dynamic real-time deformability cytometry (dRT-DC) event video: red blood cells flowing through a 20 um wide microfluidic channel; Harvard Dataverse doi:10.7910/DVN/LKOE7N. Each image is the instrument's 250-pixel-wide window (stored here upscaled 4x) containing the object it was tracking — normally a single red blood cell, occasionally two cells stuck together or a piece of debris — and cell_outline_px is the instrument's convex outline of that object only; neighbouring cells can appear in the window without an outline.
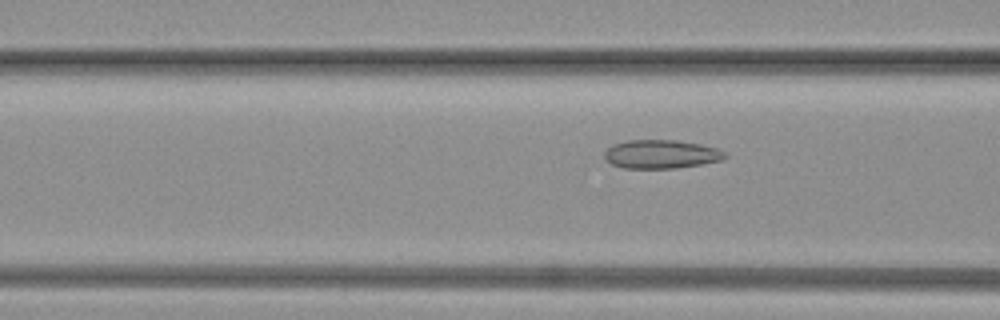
{"species": "common noctule bat (a hibernating species)", "species_latin": "Nyctalus noctula", "temperature_condition": "warm", "stored_images_in_passage": 47, "camera_frame_rate_fps": 3000, "um_per_image_px": 0.085, "animal": {"sex": "female", "body_mass_g": 19.3, "forearm_length_mm": 54.1}, "frame": {"image": 1, "passage_image": 8, "time_ms": 2.333, "image_size_px": [1000, 320], "cell_outline_px": [[728, 156], [724, 160], [676, 168], [624, 168], [612, 164], [604, 160], [604, 152], [612, 144], [628, 140], [676, 140], [700, 144], [716, 148], [724, 152]], "centroid_in_image_um": [56.18, 13.1], "position_along_channel_um": 110.4, "area_um2": 20.17}}
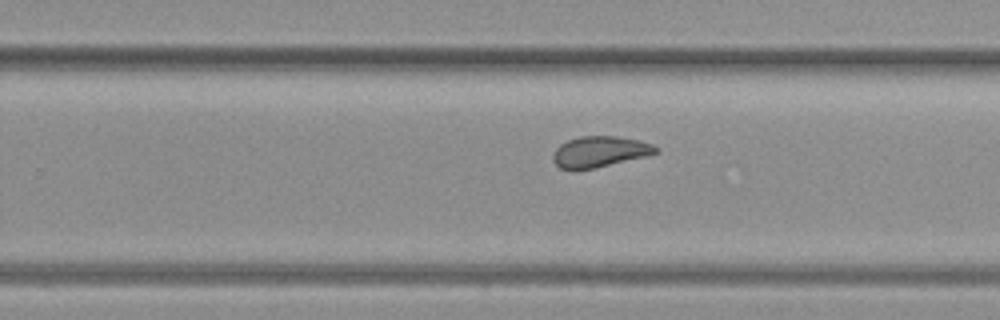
{"frame": {"image": 2, "passage_image": 28, "time_ms": 9.0, "image_size_px": [1000, 320], "cell_outline_px": [[660, 152], [644, 156], [592, 168], [560, 168], [552, 160], [552, 152], [560, 144], [568, 140], [580, 136], [616, 136], [640, 140], [652, 144], [660, 148]], "centroid_in_image_um": [50.98, 12.86], "position_along_channel_um": 278.8, "area_um2": 18.21}}
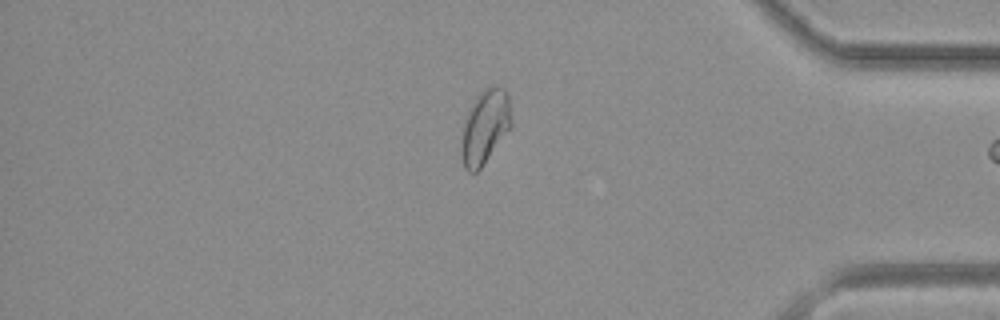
{"frame": {"image": 3, "passage_image": 45, "time_ms": 14.667, "image_size_px": [1000, 320], "cell_outline_px": [[512, 124], [480, 168], [476, 172], [468, 172], [464, 168], [460, 152], [460, 144], [464, 124], [472, 100], [484, 88], [492, 84], [496, 84], [504, 88], [508, 92], [512, 120]], "centroid_in_image_um": [41.21, 10.72], "position_along_channel_um": 394.0, "area_um2": 21.62}}